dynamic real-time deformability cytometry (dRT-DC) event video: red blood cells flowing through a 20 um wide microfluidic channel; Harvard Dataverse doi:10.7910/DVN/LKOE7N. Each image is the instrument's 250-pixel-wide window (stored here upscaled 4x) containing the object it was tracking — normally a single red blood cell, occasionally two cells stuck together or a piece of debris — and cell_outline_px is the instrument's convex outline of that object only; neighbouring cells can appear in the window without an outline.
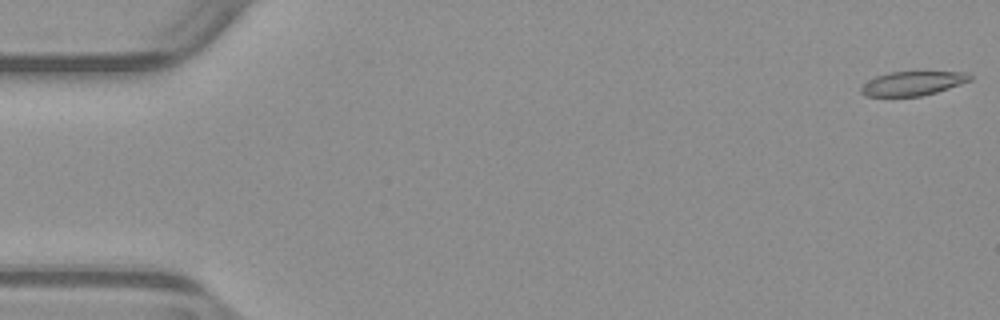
{"species": "common noctule bat (a hibernating species)", "species_latin": "Nyctalus noctula", "temperature_condition": "warm", "stored_images_in_passage": 17, "camera_frame_rate_fps": 3000, "um_per_image_px": 0.085, "animal": {"sex": "male", "body_mass_g": 23.1, "forearm_length_mm": 52.7}, "frame": {"image": 1, "passage_image": 1, "time_ms": 0.0, "image_size_px": [1000, 320], "cell_outline_px": [[972, 80], [936, 92], [920, 96], [864, 96], [860, 92], [860, 88], [868, 80], [876, 76], [888, 72], [968, 72], [972, 76]], "centroid_in_image_um": [77.56, 7.08], "position_along_channel_um": 7.4, "area_um2": 15.26}}
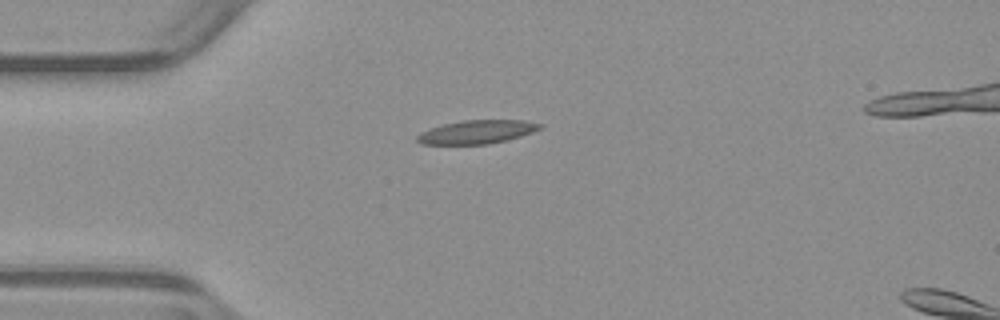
{"frame": {"image": 2, "passage_image": 14, "time_ms": 4.333, "image_size_px": [1000, 320], "cell_outline_px": [[544, 124], [540, 128], [532, 132], [520, 136], [488, 144], [420, 144], [416, 140], [416, 136], [420, 132], [444, 124], [464, 120], [524, 120]], "centroid_in_image_um": [40.52, 11.21], "position_along_channel_um": 44.5, "area_um2": 16.65}}